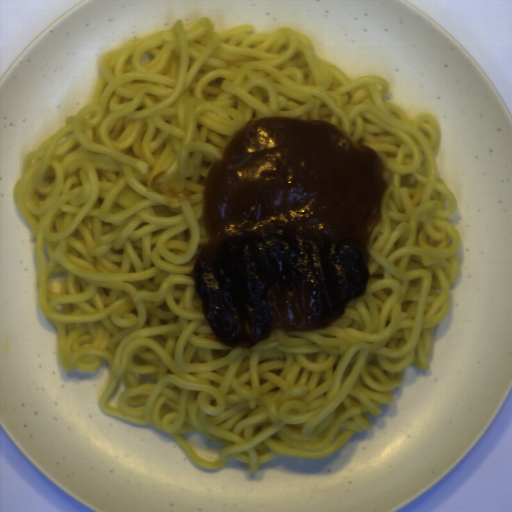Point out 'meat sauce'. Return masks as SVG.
<instances>
[{
	"label": "meat sauce",
	"instance_id": "obj_1",
	"mask_svg": "<svg viewBox=\"0 0 512 512\" xmlns=\"http://www.w3.org/2000/svg\"><path fill=\"white\" fill-rule=\"evenodd\" d=\"M387 164L332 121L251 118L208 166L189 273L224 346L324 329L365 295Z\"/></svg>",
	"mask_w": 512,
	"mask_h": 512
}]
</instances>
